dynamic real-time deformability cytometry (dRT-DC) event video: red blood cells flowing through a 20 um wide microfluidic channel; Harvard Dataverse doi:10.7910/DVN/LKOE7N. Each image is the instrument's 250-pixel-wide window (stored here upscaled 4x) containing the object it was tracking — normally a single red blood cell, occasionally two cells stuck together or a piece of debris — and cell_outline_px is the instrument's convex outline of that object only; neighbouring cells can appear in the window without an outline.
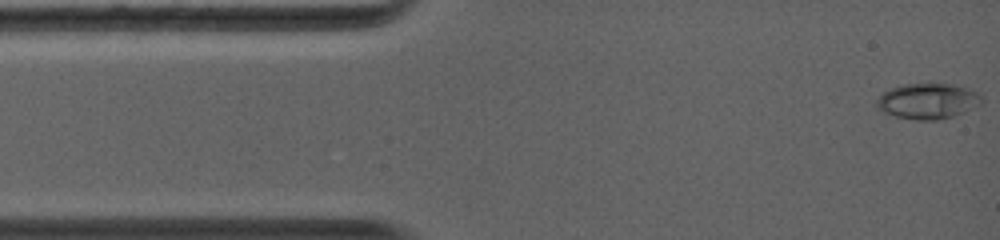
{"species": "common noctule bat (a hibernating species)", "species_latin": "Nyctalus noctula", "temperature_condition": "warm", "stored_images_in_passage": 34, "camera_frame_rate_fps": 5000, "um_per_image_px": 0.085, "animal": {"sex": "female", "body_mass_g": 19.0, "forearm_length_mm": 56.7}, "frame": {"image": 1, "passage_image": 1, "time_ms": 0.0, "image_size_px": [1000, 240], "cell_outline_px": [[984, 100], [980, 104], [964, 112], [952, 116], [936, 120], [916, 120], [896, 116], [884, 112], [876, 104], [876, 100], [888, 88], [904, 84], [928, 80], [932, 80], [968, 88], [976, 92]], "centroid_in_image_um": [78.86, 8.54], "position_along_channel_um": 6.1, "area_um2": 22.25}}
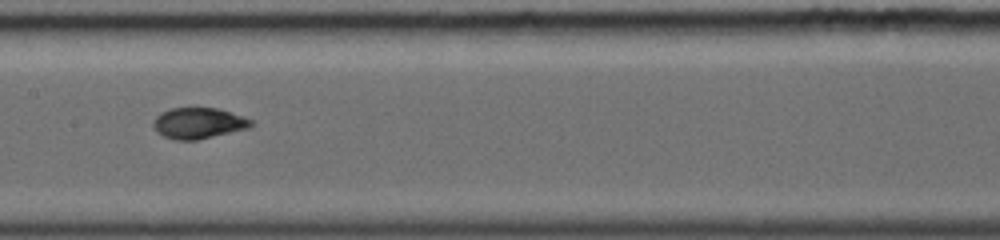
{"frame": {"image": 2, "passage_image": 17, "time_ms": 6.0, "image_size_px": [1000, 240], "cell_outline_px": [[256, 124], [248, 128], [196, 140], [176, 140], [164, 136], [156, 132], [152, 124], [152, 120], [160, 112], [168, 108], [216, 108], [244, 116], [252, 120]], "centroid_in_image_um": [16.84, 10.46], "position_along_channel_um": 190.6, "area_um2": 17.74}}
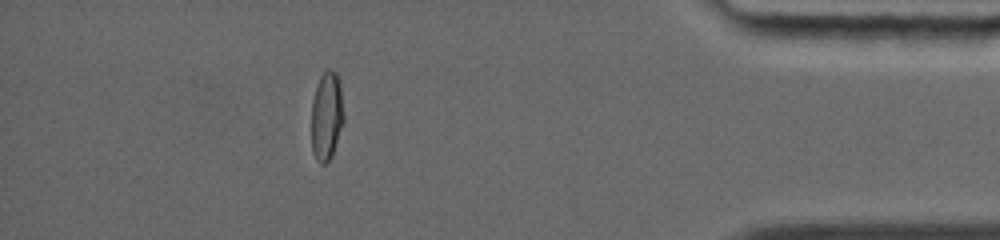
{"frame": {"image": 3, "passage_image": 30, "time_ms": 12.0, "image_size_px": [1000, 240], "cell_outline_px": [[344, 120], [332, 156], [324, 164], [320, 164], [316, 160], [312, 152], [312, 100], [316, 84], [320, 76], [328, 68], [336, 72], [340, 88], [344, 112]], "centroid_in_image_um": [27.75, 9.86], "position_along_channel_um": 407.4, "area_um2": 16.76}, "authors_computed_cell_mechanics": {"area_um2": 17.5134, "velocity_mm_per_s": 4.366, "shape_relaxation_time_tau1_ms": 7.9491, "shape_relaxation_time_tau2_ms": 0.7599, "deformation_change_tau1": 0.2785, "deformation_change_tau2": 0.0246}}